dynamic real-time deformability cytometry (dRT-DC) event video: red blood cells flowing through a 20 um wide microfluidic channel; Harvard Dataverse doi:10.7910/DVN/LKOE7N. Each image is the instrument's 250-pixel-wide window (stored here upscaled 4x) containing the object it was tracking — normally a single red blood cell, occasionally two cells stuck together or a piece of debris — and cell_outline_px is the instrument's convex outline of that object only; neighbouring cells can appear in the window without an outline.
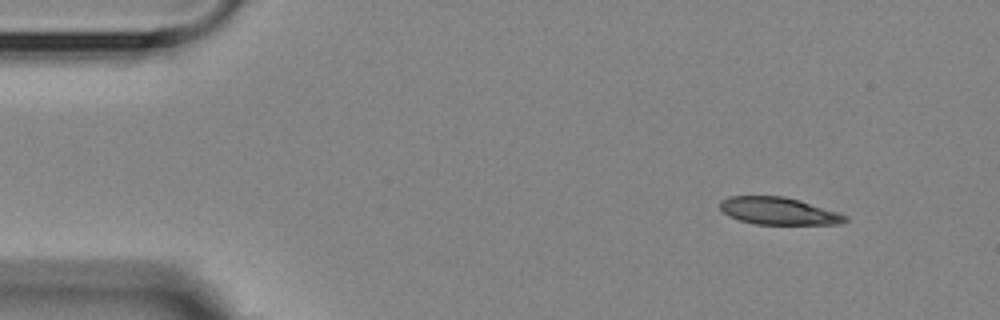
{"species": "Egyptian fruit bat (a non-hibernating species)", "species_latin": "Rousettus aegyptiacus", "temperature_condition": "room temperature", "stored_images_in_passage": 4, "camera_frame_rate_fps": 3000, "um_per_image_px": 0.085, "animal": {"sex": "female"}, "frame": {"image": 1, "passage_image": 1, "time_ms": 0.0, "image_size_px": [1000, 320], "cell_outline_px": [[848, 220], [840, 224], [756, 224], [740, 220], [728, 216], [720, 208], [720, 200], [728, 196], [784, 196], [800, 200], [848, 216]], "centroid_in_image_um": [66.15, 17.93], "position_along_channel_um": 18.8, "area_um2": 19.83}}
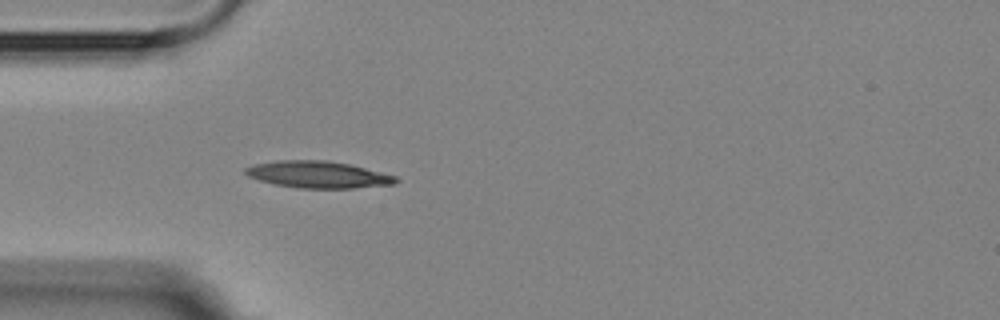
{"frame": {"image": 2, "passage_image": 4, "time_ms": 3.333, "image_size_px": [1000, 320], "cell_outline_px": [[400, 180], [392, 184], [352, 188], [300, 188], [276, 184], [260, 180], [248, 176], [244, 172], [244, 168], [256, 164], [276, 160], [328, 160], [352, 164], [396, 176]], "centroid_in_image_um": [27.05, 14.82], "position_along_channel_um": 58.0, "area_um2": 23.47}}